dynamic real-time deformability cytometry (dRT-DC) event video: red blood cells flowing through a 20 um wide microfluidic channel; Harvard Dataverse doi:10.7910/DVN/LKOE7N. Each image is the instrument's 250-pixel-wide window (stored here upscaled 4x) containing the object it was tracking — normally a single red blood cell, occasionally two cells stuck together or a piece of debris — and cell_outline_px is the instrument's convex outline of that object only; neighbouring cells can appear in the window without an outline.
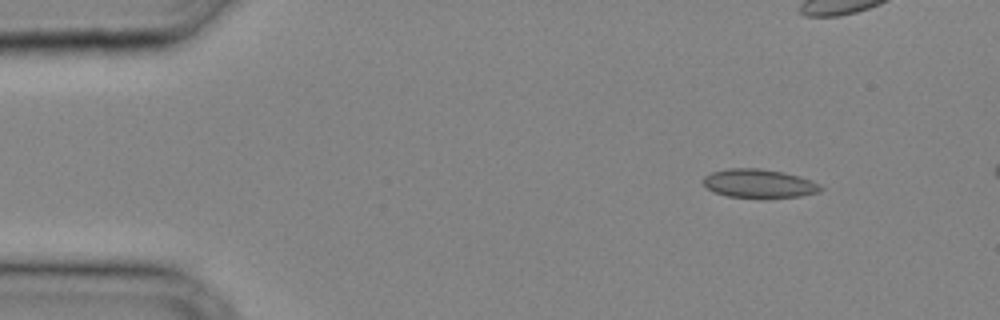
{"species": "common noctule bat (a hibernating species)", "species_latin": "Nyctalus noctula", "temperature_condition": "cold", "stored_images_in_passage": 10, "camera_frame_rate_fps": 3000, "um_per_image_px": 0.085, "animal": {"sex": "male", "body_mass_g": 20.4}, "frame": {"image": 1, "passage_image": 4, "time_ms": 1.0, "image_size_px": [1000, 320], "cell_outline_px": [[824, 188], [820, 192], [800, 196], [764, 200], [760, 200], [728, 196], [712, 192], [704, 184], [704, 176], [712, 172], [728, 168], [760, 168], [784, 172], [812, 180], [820, 184]], "centroid_in_image_um": [64.55, 15.63], "position_along_channel_um": 20.4, "area_um2": 20.35}}